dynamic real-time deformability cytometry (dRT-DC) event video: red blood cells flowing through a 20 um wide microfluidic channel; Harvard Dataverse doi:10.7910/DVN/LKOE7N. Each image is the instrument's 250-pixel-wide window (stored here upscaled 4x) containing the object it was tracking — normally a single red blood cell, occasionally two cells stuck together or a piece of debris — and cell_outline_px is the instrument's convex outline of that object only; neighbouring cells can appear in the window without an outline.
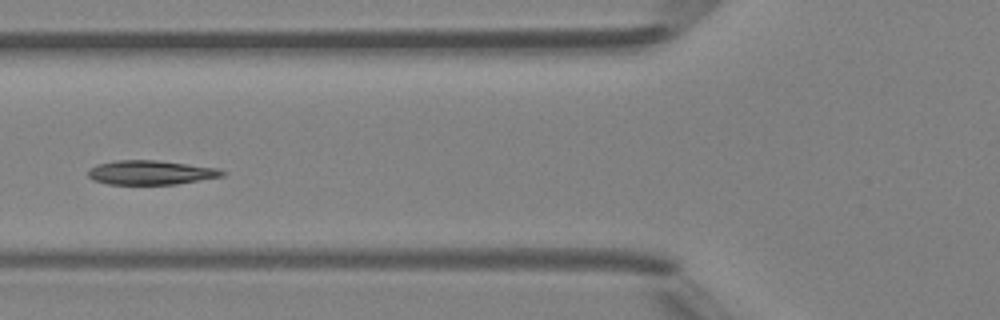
{"species": "Egyptian fruit bat (a non-hibernating species)", "species_latin": "Rousettus aegyptiacus", "temperature_condition": "room temperature", "stored_images_in_passage": 6, "camera_frame_rate_fps": 3000, "um_per_image_px": 0.085, "animal": {"sex": "female"}, "frame": {"image": 1, "passage_image": 4, "time_ms": 3.333, "image_size_px": [1000, 320], "cell_outline_px": [[228, 172], [224, 176], [176, 184], [108, 184], [92, 180], [88, 176], [88, 168], [96, 164], [116, 160], [156, 160], [188, 164], [216, 168]], "centroid_in_image_um": [12.79, 14.66], "position_along_channel_um": 113.0, "area_um2": 19.02}}
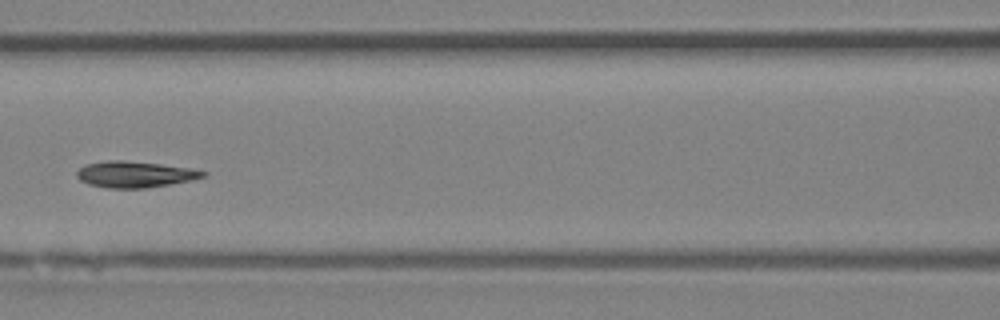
{"frame": {"image": 2, "passage_image": 5, "time_ms": 4.333, "image_size_px": [1000, 320], "cell_outline_px": [[208, 172], [204, 176], [192, 180], [144, 188], [108, 188], [88, 184], [80, 180], [76, 176], [76, 172], [84, 164], [108, 160], [124, 160], [160, 164], [188, 168]], "centroid_in_image_um": [11.41, 14.81], "position_along_channel_um": 155.2, "area_um2": 19.13}}
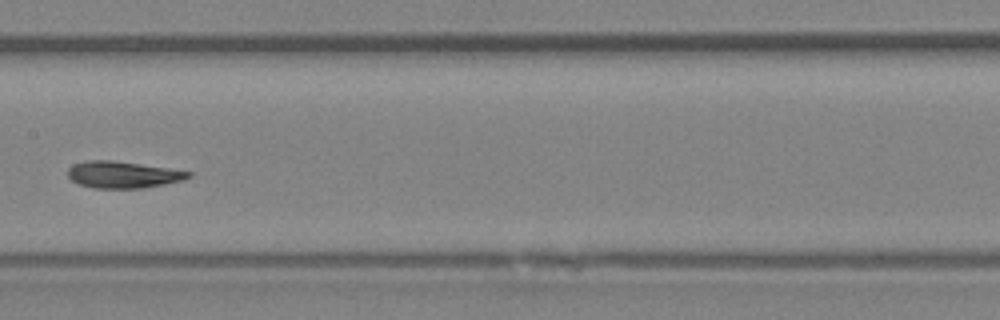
{"frame": {"image": 3, "passage_image": 6, "time_ms": 5.333, "image_size_px": [1000, 320], "cell_outline_px": [[192, 176], [184, 180], [144, 188], [92, 188], [80, 184], [72, 180], [68, 176], [68, 168], [72, 164], [88, 160], [112, 160], [168, 168], [192, 172]], "centroid_in_image_um": [10.45, 14.84], "position_along_channel_um": 197.0, "area_um2": 18.79}}